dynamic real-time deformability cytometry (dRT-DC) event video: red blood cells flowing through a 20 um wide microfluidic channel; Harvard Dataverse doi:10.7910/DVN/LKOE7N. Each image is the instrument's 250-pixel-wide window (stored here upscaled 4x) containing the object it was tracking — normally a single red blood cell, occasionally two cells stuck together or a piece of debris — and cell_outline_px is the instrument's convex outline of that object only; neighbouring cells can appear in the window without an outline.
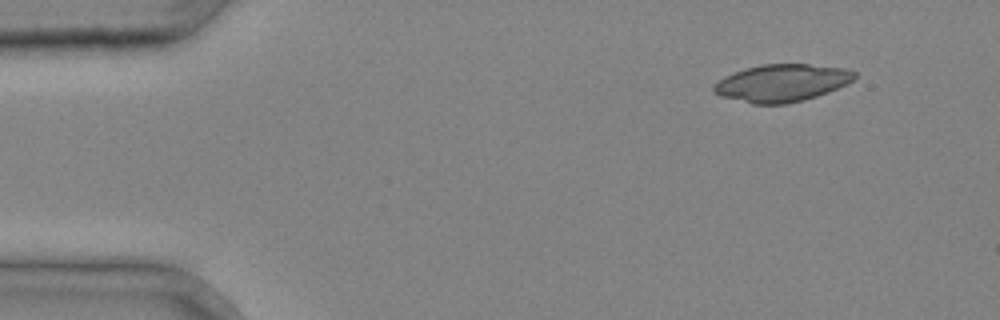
{"species": "common noctule bat (a hibernating species)", "species_latin": "Nyctalus noctula", "temperature_condition": "cold", "stored_images_in_passage": 3, "camera_frame_rate_fps": 3000, "um_per_image_px": 0.085, "animal": {"sex": "male", "body_mass_g": 20.4}, "frame": {"image": 1, "passage_image": 1, "time_ms": 0.0, "image_size_px": [1000, 320], "cell_outline_px": [[856, 76], [848, 84], [828, 92], [804, 100], [788, 104], [752, 104], [720, 96], [712, 92], [712, 88], [724, 76], [748, 68], [764, 64], [808, 64], [848, 68], [856, 72]], "centroid_in_image_um": [66.49, 7.06], "position_along_channel_um": 18.5, "area_um2": 30.69}}